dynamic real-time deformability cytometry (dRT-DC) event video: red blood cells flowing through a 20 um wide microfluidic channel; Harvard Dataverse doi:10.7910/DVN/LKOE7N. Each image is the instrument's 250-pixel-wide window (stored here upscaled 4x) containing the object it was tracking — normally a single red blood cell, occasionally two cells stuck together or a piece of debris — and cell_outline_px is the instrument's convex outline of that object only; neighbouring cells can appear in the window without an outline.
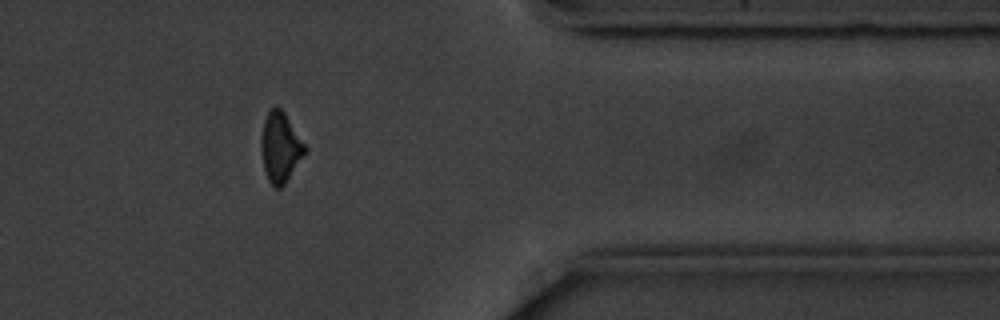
{"species": "common noctule bat (a hibernating species)", "species_latin": "Nyctalus noctula", "temperature_condition": "cold", "stored_images_in_passage": 10, "camera_frame_rate_fps": 3000, "um_per_image_px": 0.085, "animal": {"sex": "male", "body_mass_g": 20.1, "forearm_length_mm": 53.5}, "frame": {"image": 1, "passage_image": 9, "time_ms": 9.333, "image_size_px": [1000, 320], "cell_outline_px": [[308, 148], [284, 184], [280, 188], [276, 188], [268, 180], [264, 168], [260, 144], [264, 120], [268, 112], [276, 104], [284, 112]], "centroid_in_image_um": [23.82, 12.49], "position_along_channel_um": 387.6, "area_um2": 17.57}}